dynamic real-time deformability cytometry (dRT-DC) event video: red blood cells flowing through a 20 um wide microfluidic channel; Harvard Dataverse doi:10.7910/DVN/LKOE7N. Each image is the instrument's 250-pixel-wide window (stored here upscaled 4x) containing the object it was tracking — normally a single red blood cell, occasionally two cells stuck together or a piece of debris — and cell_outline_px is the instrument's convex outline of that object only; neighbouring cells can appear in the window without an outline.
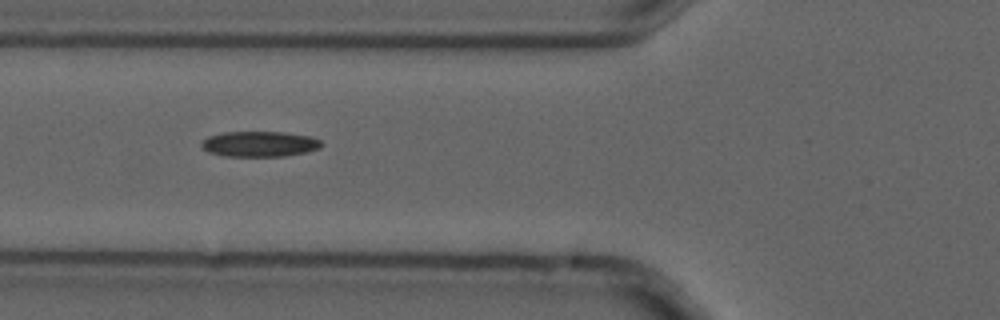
{"species": "common noctule bat (a hibernating species)", "species_latin": "Nyctalus noctula", "temperature_condition": "cold", "stored_images_in_passage": 2, "camera_frame_rate_fps": 3000, "um_per_image_px": 0.085, "animal": {"sex": "male", "forearm_length_mm": 52.5}, "frame": {"image": 1, "passage_image": 2, "time_ms": 0.333, "image_size_px": [1000, 320], "cell_outline_px": [[324, 144], [320, 148], [308, 152], [284, 156], [224, 156], [208, 152], [200, 144], [208, 136], [224, 132], [284, 132], [308, 136], [320, 140]], "centroid_in_image_um": [22.08, 12.24], "position_along_channel_um": 103.7, "area_um2": 17.8}}